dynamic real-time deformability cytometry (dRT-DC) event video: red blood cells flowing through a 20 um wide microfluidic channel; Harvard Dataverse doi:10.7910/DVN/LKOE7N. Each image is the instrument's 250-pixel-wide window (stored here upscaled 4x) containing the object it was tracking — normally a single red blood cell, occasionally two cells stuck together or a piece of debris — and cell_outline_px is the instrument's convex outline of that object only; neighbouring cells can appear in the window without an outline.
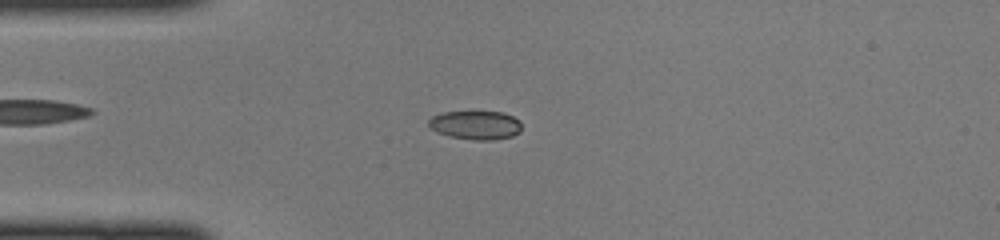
{"species": "common noctule bat (a hibernating species)", "species_latin": "Nyctalus noctula", "temperature_condition": "cold", "stored_images_in_passage": 46, "camera_frame_rate_fps": 3000, "um_per_image_px": 0.085, "animal": {"sex": "female", "body_mass_g": 22.0, "forearm_length_mm": 56.7}, "frame": {"image": 1, "passage_image": 11, "time_ms": 3.333, "image_size_px": [1000, 240], "cell_outline_px": [[520, 132], [512, 136], [492, 140], [476, 140], [448, 136], [436, 132], [428, 124], [428, 120], [432, 116], [444, 112], [500, 112], [512, 116], [520, 120]], "centroid_in_image_um": [40.42, 10.64], "position_along_channel_um": 44.6, "area_um2": 15.49}}
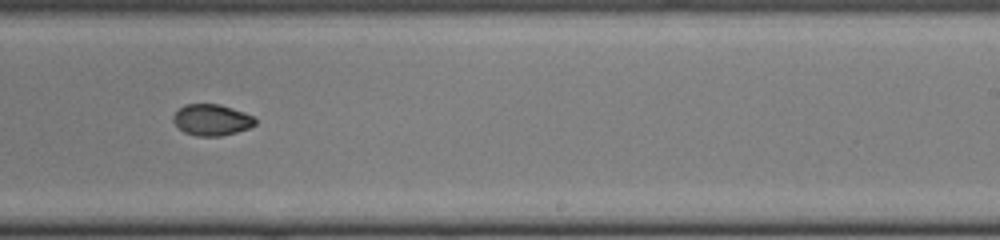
{"frame": {"image": 2, "passage_image": 28, "time_ms": 9.0, "image_size_px": [1000, 240], "cell_outline_px": [[256, 124], [248, 128], [236, 132], [220, 136], [196, 136], [184, 132], [172, 120], [172, 116], [184, 104], [220, 104], [244, 112], [252, 116], [256, 120]], "centroid_in_image_um": [17.99, 10.19], "position_along_channel_um": 271.0, "area_um2": 14.85}}
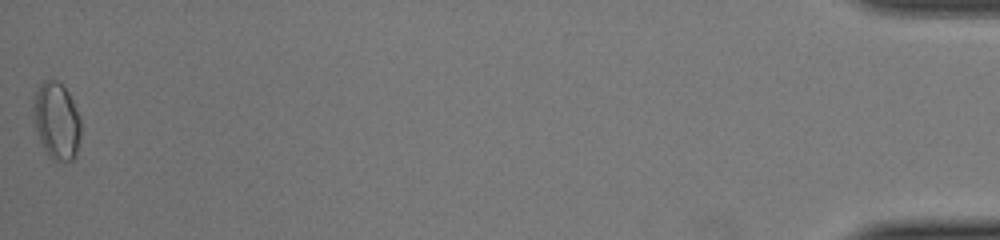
{"frame": {"image": 3, "passage_image": 46, "time_ms": 15.0, "image_size_px": [1000, 240], "cell_outline_px": [[80, 136], [76, 156], [72, 160], [64, 164], [52, 160], [48, 156], [40, 140], [36, 128], [32, 108], [36, 92], [40, 84], [44, 80], [56, 80], [68, 92], [72, 100], [80, 120]], "centroid_in_image_um": [4.81, 10.33], "position_along_channel_um": 430.4, "area_um2": 21.27}}